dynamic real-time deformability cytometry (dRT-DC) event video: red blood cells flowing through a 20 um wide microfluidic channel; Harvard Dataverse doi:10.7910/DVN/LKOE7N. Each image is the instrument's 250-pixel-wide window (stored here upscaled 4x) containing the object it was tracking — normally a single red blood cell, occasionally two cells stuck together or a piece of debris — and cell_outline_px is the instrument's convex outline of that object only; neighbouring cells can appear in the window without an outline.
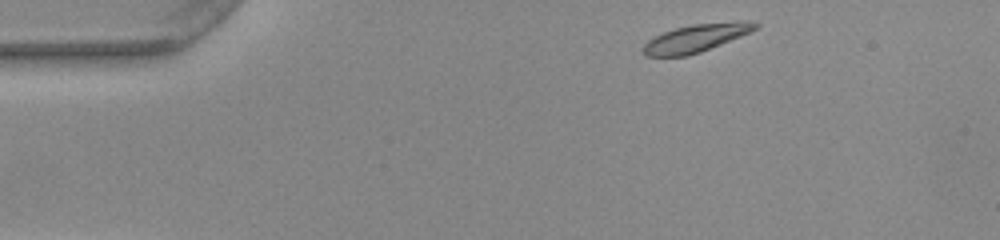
{"species": "common noctule bat (a hibernating species)", "species_latin": "Nyctalus noctula", "temperature_condition": "warm", "stored_images_in_passage": 45, "camera_frame_rate_fps": 3000, "um_per_image_px": 0.085, "animal": {"sex": "female", "body_mass_g": 22.0, "forearm_length_mm": 56.7}, "frame": {"image": 1, "passage_image": 1, "time_ms": 0.0, "image_size_px": [1000, 240], "cell_outline_px": [[760, 24], [756, 28], [740, 36], [700, 52], [688, 56], [644, 56], [644, 44], [648, 40], [664, 32], [676, 28], [692, 24], [740, 20], [748, 20]], "centroid_in_image_um": [59.18, 3.22], "position_along_channel_um": 25.8, "area_um2": 17.98}}
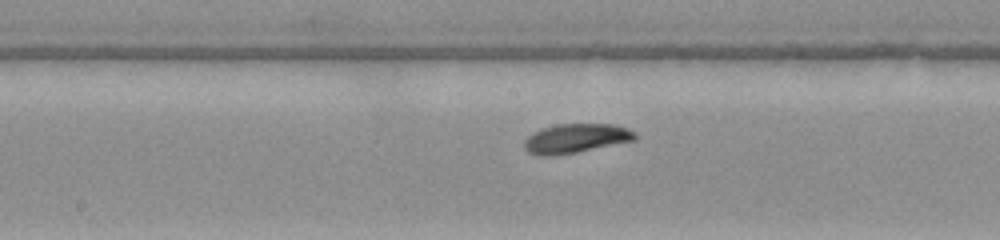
{"frame": {"image": 2, "passage_image": 20, "time_ms": 6.333, "image_size_px": [1000, 240], "cell_outline_px": [[636, 140], [576, 152], [548, 156], [544, 156], [528, 152], [524, 148], [524, 140], [532, 132], [540, 128], [560, 124], [612, 124], [628, 128], [636, 132]], "centroid_in_image_um": [48.94, 11.75], "position_along_channel_um": 199.3, "area_um2": 18.84}}
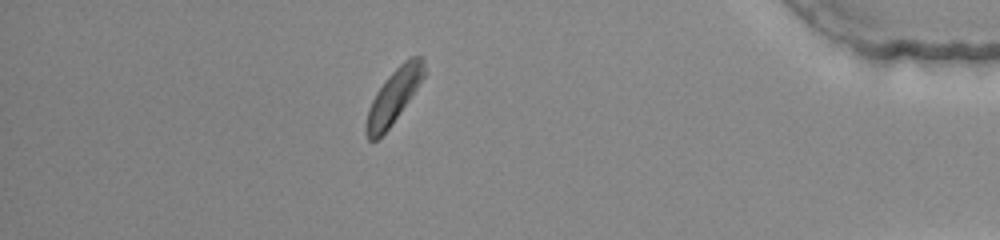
{"frame": {"image": 3, "passage_image": 39, "time_ms": 12.667, "image_size_px": [1000, 240], "cell_outline_px": [[428, 72], [392, 124], [376, 140], [368, 140], [364, 132], [364, 124], [368, 108], [376, 92], [384, 80], [404, 60], [412, 56], [424, 56]], "centroid_in_image_um": [33.48, 8.15], "position_along_channel_um": 401.7, "area_um2": 18.5}, "authors_computed_cell_mechanics": {"area_um2": 18.4382, "velocity_mm_per_s": 3.8602, "shape_relaxation_time_tau1_ms": 1.6132, "shape_relaxation_time_tau2_ms": null, "deformation_change_tau1": 0.073, "deformation_change_tau2": null}}